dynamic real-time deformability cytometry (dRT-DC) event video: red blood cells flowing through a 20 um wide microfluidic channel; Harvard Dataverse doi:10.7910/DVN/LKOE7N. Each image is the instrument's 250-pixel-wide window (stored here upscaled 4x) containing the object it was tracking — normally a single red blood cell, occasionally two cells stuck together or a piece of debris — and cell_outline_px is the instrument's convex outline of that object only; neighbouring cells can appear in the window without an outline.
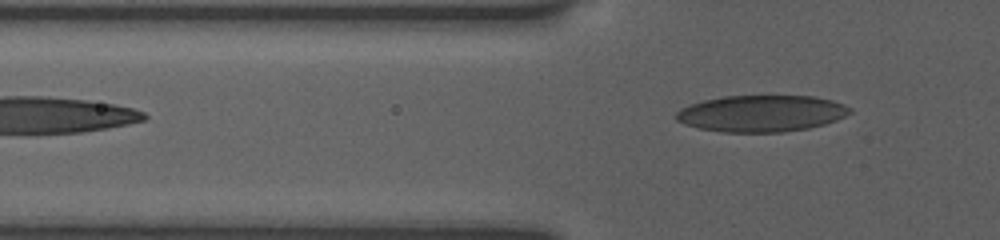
{"species": "human", "species_latin": "Homo sapiens", "temperature_condition": "room temperature", "stored_images_in_passage": 6, "camera_frame_rate_fps": 3000, "um_per_image_px": 0.085, "donor": {"sex": "female"}, "frame": {"image": 1, "passage_image": 6, "time_ms": 4.333, "image_size_px": [1000, 240], "cell_outline_px": [[852, 112], [836, 120], [824, 124], [808, 128], [784, 132], [720, 132], [700, 128], [684, 124], [676, 120], [676, 112], [680, 108], [688, 104], [704, 100], [724, 96], [816, 96], [832, 100], [844, 104], [852, 108]], "centroid_in_image_um": [64.72, 9.64], "position_along_channel_um": 61.1, "area_um2": 37.17}}